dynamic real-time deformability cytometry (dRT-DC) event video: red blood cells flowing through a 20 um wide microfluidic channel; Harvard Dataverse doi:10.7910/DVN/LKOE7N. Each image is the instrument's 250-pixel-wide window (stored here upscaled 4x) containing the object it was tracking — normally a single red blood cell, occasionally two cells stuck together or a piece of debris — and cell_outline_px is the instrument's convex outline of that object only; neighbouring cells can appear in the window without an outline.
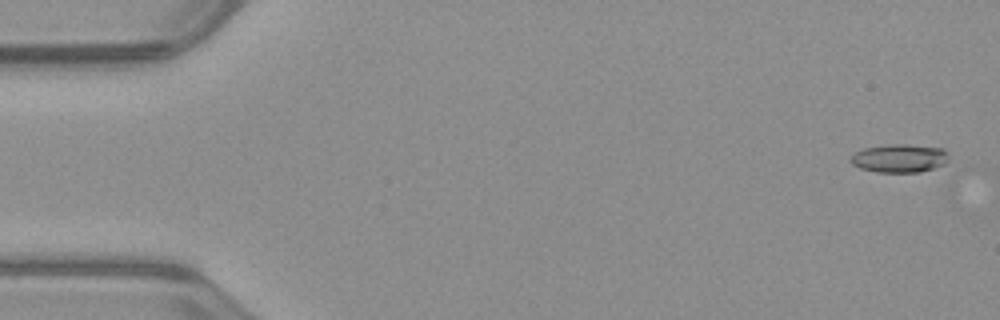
{"species": "common noctule bat (a hibernating species)", "species_latin": "Nyctalus noctula", "temperature_condition": "warm", "stored_images_in_passage": 15, "camera_frame_rate_fps": 3000, "um_per_image_px": 0.085, "animal": {"sex": "male", "body_mass_g": 23.1, "forearm_length_mm": 52.7}, "frame": {"image": 1, "passage_image": 2, "time_ms": 0.333, "image_size_px": [1000, 320], "cell_outline_px": [[948, 160], [944, 164], [920, 172], [876, 172], [860, 168], [852, 164], [848, 160], [856, 152], [864, 148], [892, 144], [904, 144], [944, 148], [948, 152]], "centroid_in_image_um": [76.46, 13.45], "position_along_channel_um": 8.5, "area_um2": 16.18}}
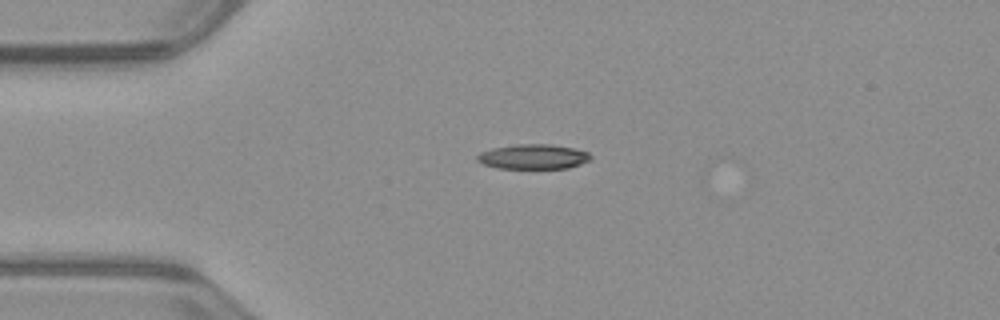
{"frame": {"image": 2, "passage_image": 13, "time_ms": 4.0, "image_size_px": [1000, 320], "cell_outline_px": [[592, 160], [568, 168], [496, 168], [484, 164], [476, 160], [476, 156], [480, 152], [492, 148], [516, 144], [552, 144], [572, 148], [588, 152], [592, 156]], "centroid_in_image_um": [45.33, 13.31], "position_along_channel_um": 39.7, "area_um2": 16.47}}